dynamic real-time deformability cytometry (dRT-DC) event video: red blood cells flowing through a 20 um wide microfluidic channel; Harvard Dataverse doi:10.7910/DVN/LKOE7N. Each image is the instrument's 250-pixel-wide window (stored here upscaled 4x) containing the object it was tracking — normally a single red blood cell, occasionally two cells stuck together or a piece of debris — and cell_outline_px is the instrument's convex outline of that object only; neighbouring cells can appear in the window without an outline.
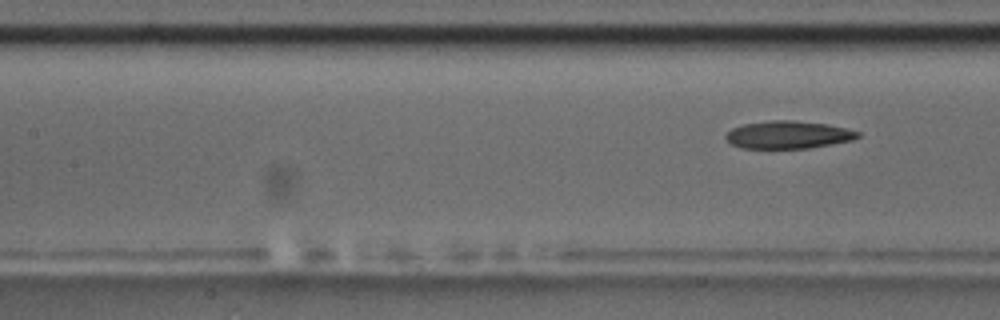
{"species": "common noctule bat (a hibernating species)", "species_latin": "Nyctalus noctula", "temperature_condition": "room temperature", "stored_images_in_passage": 9, "camera_frame_rate_fps": 3000, "um_per_image_px": 0.085, "animal": {"sex": "male", "body_mass_g": 17.5, "forearm_length_mm": 52.3}, "frame": {"image": 1, "passage_image": 9, "time_ms": 10.333, "image_size_px": [1000, 320], "cell_outline_px": [[860, 136], [852, 140], [808, 148], [740, 148], [732, 144], [724, 136], [732, 128], [744, 124], [772, 120], [792, 120], [828, 124], [860, 132]], "centroid_in_image_um": [66.99, 11.45], "position_along_channel_um": 140.4, "area_um2": 21.1}}